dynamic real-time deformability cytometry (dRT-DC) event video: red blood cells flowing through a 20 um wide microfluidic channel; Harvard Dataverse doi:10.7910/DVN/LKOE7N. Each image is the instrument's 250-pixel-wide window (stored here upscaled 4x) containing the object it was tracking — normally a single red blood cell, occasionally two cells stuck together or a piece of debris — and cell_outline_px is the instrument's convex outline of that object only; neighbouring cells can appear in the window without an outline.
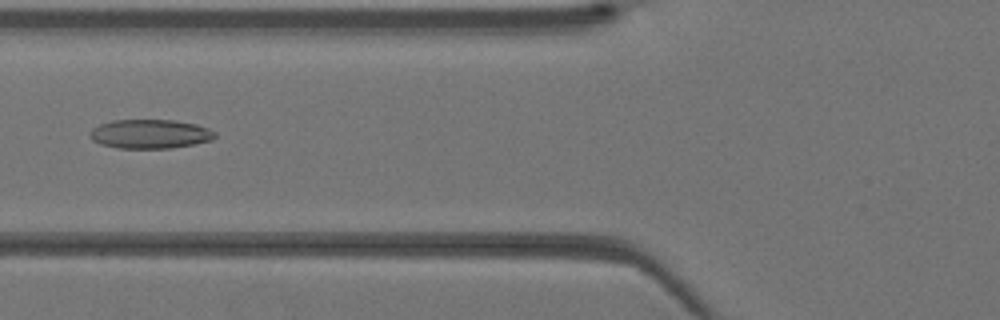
{"species": "Egyptian fruit bat (a non-hibernating species)", "species_latin": "Rousettus aegyptiacus", "temperature_condition": "warm", "stored_images_in_passage": 34, "camera_frame_rate_fps": 3000, "um_per_image_px": 0.085, "animal": {"sex": "female"}, "frame": {"image": 1, "passage_image": 9, "time_ms": 2.667, "image_size_px": [1000, 320], "cell_outline_px": [[216, 136], [212, 140], [192, 144], [168, 148], [116, 148], [100, 144], [92, 140], [88, 136], [92, 128], [100, 124], [112, 120], [176, 120], [196, 124], [208, 128], [216, 132]], "centroid_in_image_um": [12.73, 11.38], "position_along_channel_um": 113.1, "area_um2": 21.27}}
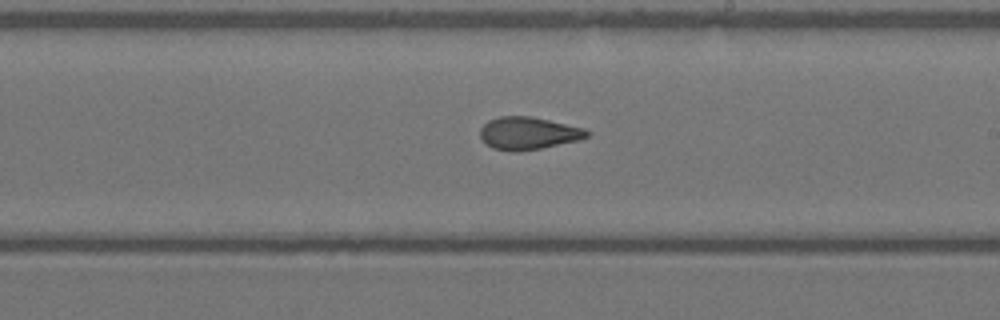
{"frame": {"image": 2, "passage_image": 17, "time_ms": 5.333, "image_size_px": [1000, 320], "cell_outline_px": [[592, 132], [588, 136], [580, 140], [520, 152], [508, 152], [492, 148], [480, 136], [480, 128], [488, 120], [500, 116], [532, 116], [584, 128]], "centroid_in_image_um": [44.91, 11.33], "position_along_channel_um": 244.1, "area_um2": 20.4}}
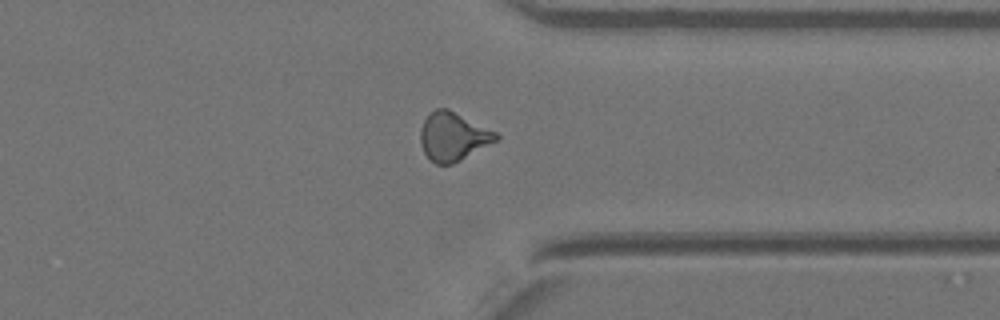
{"frame": {"image": 3, "passage_image": 25, "time_ms": 8.0, "image_size_px": [1000, 320], "cell_outline_px": [[500, 140], [452, 164], [436, 164], [424, 152], [420, 144], [420, 128], [424, 120], [436, 108], [448, 108], [496, 132], [500, 136]], "centroid_in_image_um": [38.53, 11.6], "position_along_channel_um": 372.9, "area_um2": 21.33}}